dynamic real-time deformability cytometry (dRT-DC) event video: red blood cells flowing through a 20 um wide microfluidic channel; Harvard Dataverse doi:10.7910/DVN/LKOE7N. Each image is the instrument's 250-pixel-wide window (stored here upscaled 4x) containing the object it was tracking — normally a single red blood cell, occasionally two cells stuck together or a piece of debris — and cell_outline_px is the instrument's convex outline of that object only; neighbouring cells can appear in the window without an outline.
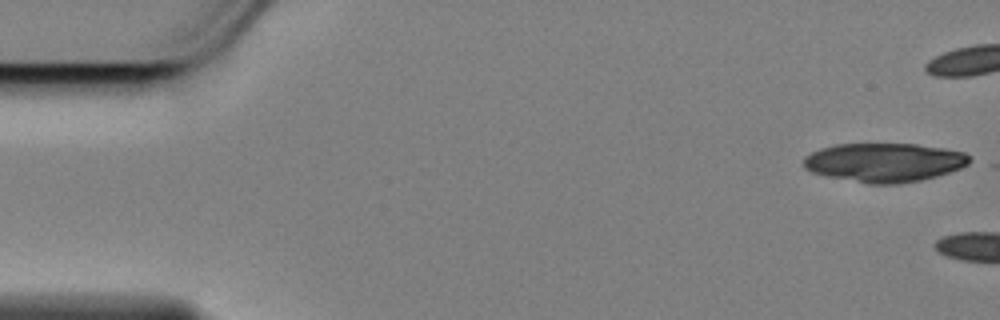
{"species": "Egyptian fruit bat (a non-hibernating species)", "species_latin": "Rousettus aegyptiacus", "temperature_condition": "cold", "stored_images_in_passage": 5, "camera_frame_rate_fps": 3000, "um_per_image_px": 0.085, "animal": {"sex": "female"}, "frame": {"image": 1, "passage_image": 1, "time_ms": 0.0, "image_size_px": [1000, 320], "cell_outline_px": [[972, 160], [968, 164], [960, 168], [936, 176], [920, 180], [900, 184], [868, 184], [828, 176], [812, 172], [804, 168], [804, 156], [820, 148], [836, 144], [916, 144], [944, 148], [964, 152]], "centroid_in_image_um": [75.16, 13.8], "position_along_channel_um": 9.8, "area_um2": 37.57}}